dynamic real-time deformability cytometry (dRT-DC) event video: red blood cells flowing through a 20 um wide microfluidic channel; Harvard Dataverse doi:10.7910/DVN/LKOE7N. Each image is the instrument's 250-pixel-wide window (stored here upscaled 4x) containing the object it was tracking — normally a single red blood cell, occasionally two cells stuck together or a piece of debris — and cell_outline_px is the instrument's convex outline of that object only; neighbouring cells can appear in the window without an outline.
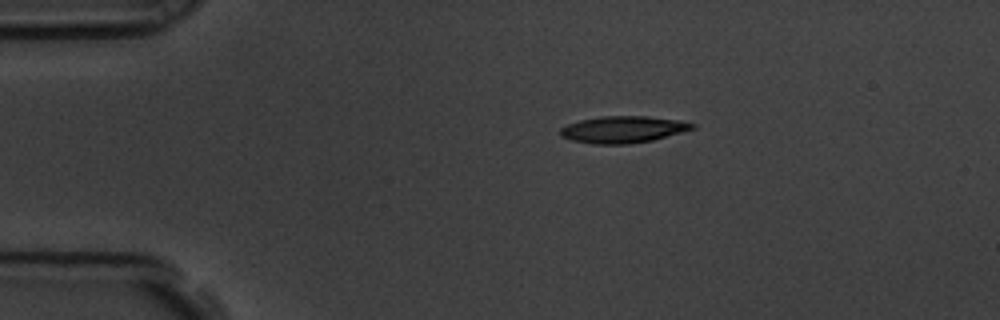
{"species": "common noctule bat (a hibernating species)", "species_latin": "Nyctalus noctula", "temperature_condition": "room temperature", "stored_images_in_passage": 3, "camera_frame_rate_fps": 3000, "um_per_image_px": 0.085, "animal": {"sex": "male", "body_mass_g": 19.5, "forearm_length_mm": 54.6}, "frame": {"image": 1, "passage_image": 1, "time_ms": 0.0, "image_size_px": [1000, 320], "cell_outline_px": [[696, 128], [652, 140], [628, 144], [592, 144], [572, 140], [560, 136], [560, 128], [568, 124], [580, 120], [604, 116], [648, 116], [680, 120], [696, 124]], "centroid_in_image_um": [52.96, 11.0], "position_along_channel_um": 32.0, "area_um2": 20.58}}
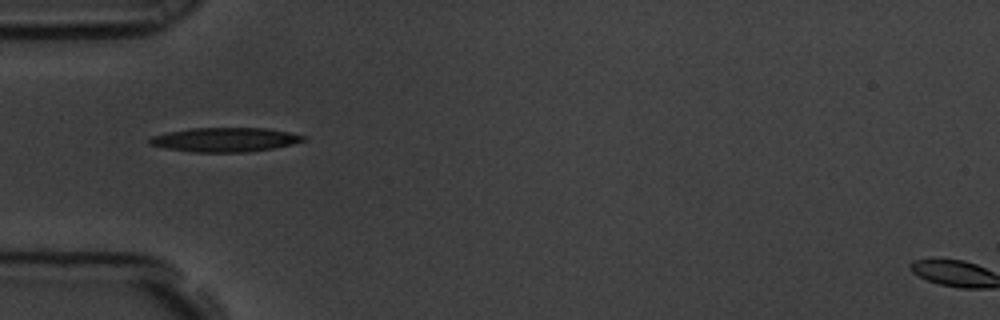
{"frame": {"image": 2, "passage_image": 3, "time_ms": 0.667, "image_size_px": [1000, 320], "cell_outline_px": [[308, 140], [276, 148], [248, 152], [192, 152], [164, 148], [148, 144], [148, 140], [152, 136], [168, 132], [192, 128], [268, 128], [308, 136]], "centroid_in_image_um": [19.17, 11.88], "position_along_channel_um": 65.8, "area_um2": 21.91}}